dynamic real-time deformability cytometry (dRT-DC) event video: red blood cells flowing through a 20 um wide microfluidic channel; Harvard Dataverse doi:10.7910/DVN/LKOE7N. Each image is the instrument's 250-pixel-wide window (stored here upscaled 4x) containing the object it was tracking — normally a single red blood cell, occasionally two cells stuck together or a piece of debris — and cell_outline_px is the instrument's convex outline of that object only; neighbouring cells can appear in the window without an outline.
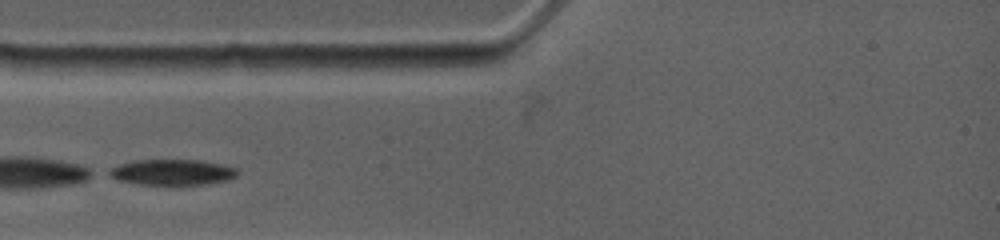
{"species": "common noctule bat (a hibernating species)", "species_latin": "Nyctalus noctula", "temperature_condition": "warm", "stored_images_in_passage": 1, "camera_frame_rate_fps": 4500, "um_per_image_px": 0.085, "animal": {"sex": "female", "body_mass_g": 19.0, "forearm_length_mm": 53.3}, "frame": {"image": 1, "passage_image": 1, "time_ms": 0.0, "image_size_px": [1000, 240], "cell_outline_px": [[240, 172], [236, 176], [228, 180], [204, 184], [140, 184], [116, 180], [108, 176], [104, 172], [120, 164], [132, 160], [200, 160], [220, 164], [236, 168]], "centroid_in_image_um": [14.6, 14.63], "position_along_channel_um": 70.4, "area_um2": 19.25}}